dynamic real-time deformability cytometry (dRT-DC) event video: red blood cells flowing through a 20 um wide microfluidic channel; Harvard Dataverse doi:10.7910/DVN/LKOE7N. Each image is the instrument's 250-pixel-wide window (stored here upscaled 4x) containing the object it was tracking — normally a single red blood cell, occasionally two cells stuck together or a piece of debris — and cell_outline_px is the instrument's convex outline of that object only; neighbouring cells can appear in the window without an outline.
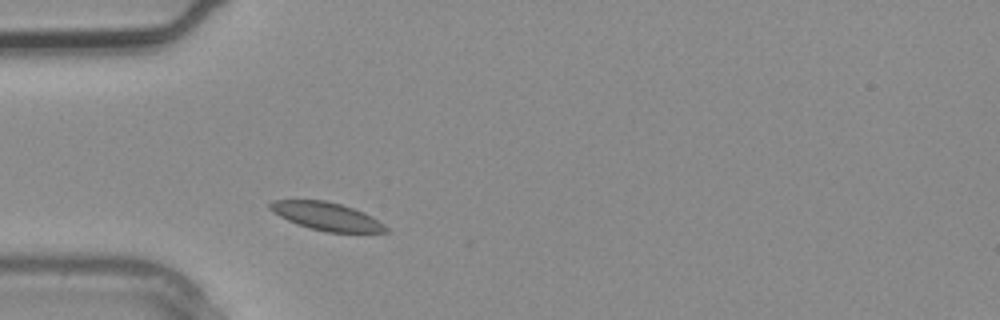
{"species": "common noctule bat (a hibernating species)", "species_latin": "Nyctalus noctula", "temperature_condition": "warm", "stored_images_in_passage": 1, "camera_frame_rate_fps": 3000, "um_per_image_px": 0.085, "animal": {"sex": "male", "body_mass_g": 20.4}, "frame": {"image": 1, "passage_image": 1, "time_ms": 0.0, "image_size_px": [1000, 320], "cell_outline_px": [[388, 232], [328, 232], [308, 228], [296, 224], [272, 212], [268, 208], [268, 204], [272, 200], [324, 200], [340, 204], [364, 212], [372, 216], [384, 224], [388, 228]], "centroid_in_image_um": [27.74, 18.38], "position_along_channel_um": 57.3, "area_um2": 18.9}}